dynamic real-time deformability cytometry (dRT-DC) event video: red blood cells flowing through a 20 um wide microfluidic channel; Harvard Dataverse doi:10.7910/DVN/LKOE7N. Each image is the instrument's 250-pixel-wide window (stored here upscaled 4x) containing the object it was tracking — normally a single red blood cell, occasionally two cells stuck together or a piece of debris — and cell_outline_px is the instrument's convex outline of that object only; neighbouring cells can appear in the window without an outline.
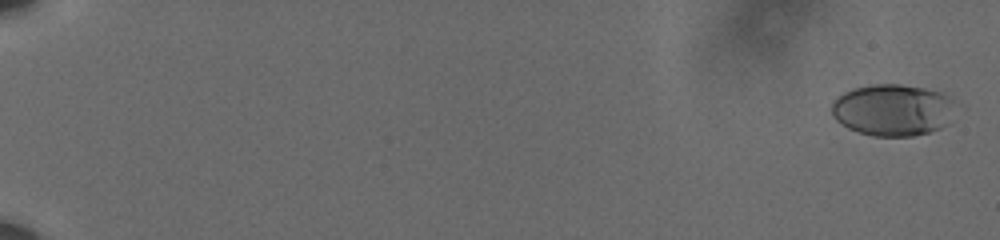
{"species": "human", "species_latin": "Homo sapiens", "temperature_condition": "cold", "stored_images_in_passage": 61, "camera_frame_rate_fps": 3000, "um_per_image_px": 0.085, "donor": {"sex": "male"}, "frame": {"image": 1, "passage_image": 2, "time_ms": 0.333, "image_size_px": [1000, 240], "cell_outline_px": [[968, 108], [940, 128], [928, 132], [912, 136], [872, 136], [848, 128], [840, 124], [832, 116], [832, 104], [844, 92], [852, 88], [872, 84], [900, 84], [924, 88], [940, 92], [964, 104]], "centroid_in_image_um": [76.06, 9.34], "position_along_channel_um": 8.9, "area_um2": 38.55}}
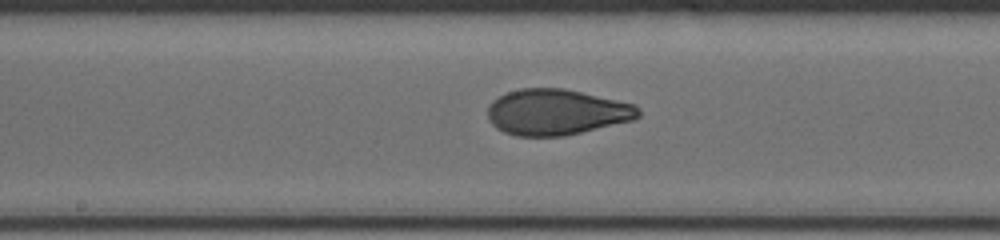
{"frame": {"image": 2, "passage_image": 36, "time_ms": 11.667, "image_size_px": [1000, 240], "cell_outline_px": [[640, 116], [632, 120], [564, 136], [516, 136], [504, 132], [496, 128], [488, 120], [488, 104], [492, 100], [508, 92], [520, 88], [564, 88], [636, 104], [640, 108]], "centroid_in_image_um": [47.29, 9.52], "position_along_channel_um": 200.9, "area_um2": 40.34}}
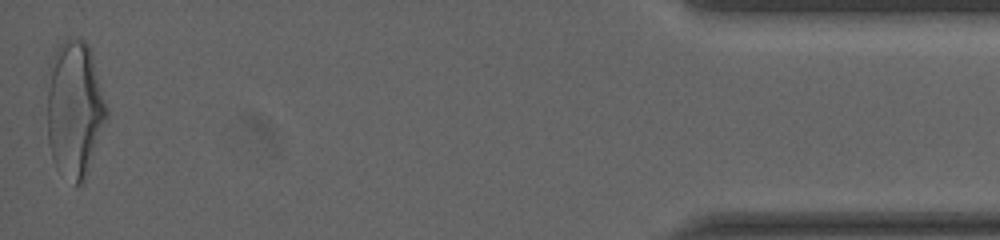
{"frame": {"image": 3, "passage_image": 61, "time_ms": 20.0, "image_size_px": [1000, 240], "cell_outline_px": [[108, 116], [88, 172], [84, 180], [80, 184], [76, 184], [56, 168], [48, 144], [48, 68], [56, 44], [68, 36], [84, 40], [88, 44], [92, 56], [108, 108]], "centroid_in_image_um": [6.34, 9.21], "position_along_channel_um": 428.9, "area_um2": 47.69}, "authors_computed_cell_mechanics": {"area_um2": 39.3618, "velocity_mm_per_s": 3.6046, "shape_relaxation_time_tau1_ms": 4.5148, "shape_relaxation_time_tau2_ms": 1.1156, "deformation_change_tau1": 0.1691, "deformation_change_tau2": 0.0654}}